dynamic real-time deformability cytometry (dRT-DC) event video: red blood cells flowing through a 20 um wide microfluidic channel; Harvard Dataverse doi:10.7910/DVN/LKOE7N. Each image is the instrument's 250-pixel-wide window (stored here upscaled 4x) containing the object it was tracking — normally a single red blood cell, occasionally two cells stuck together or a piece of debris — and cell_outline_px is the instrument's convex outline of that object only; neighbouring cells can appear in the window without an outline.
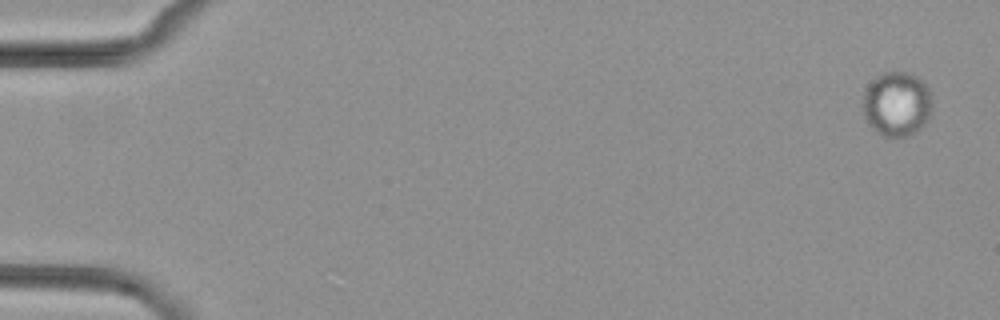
{"species": "common noctule bat (a hibernating species)", "species_latin": "Nyctalus noctula", "temperature_condition": "cold", "stored_images_in_passage": 5, "camera_frame_rate_fps": 3000, "um_per_image_px": 0.085, "animal": {"sex": "female", "body_mass_g": 29.2, "forearm_length_mm": 56.3}, "frame": {"image": 1, "passage_image": 1, "time_ms": 0.0, "image_size_px": [1000, 320], "cell_outline_px": [[932, 92], [928, 120], [912, 136], [884, 136], [876, 132], [868, 124], [864, 116], [864, 92], [868, 84], [872, 80], [884, 72], [904, 72], [916, 76], [928, 84]], "centroid_in_image_um": [76.25, 8.84], "position_along_channel_um": 8.8, "area_um2": 26.18}}